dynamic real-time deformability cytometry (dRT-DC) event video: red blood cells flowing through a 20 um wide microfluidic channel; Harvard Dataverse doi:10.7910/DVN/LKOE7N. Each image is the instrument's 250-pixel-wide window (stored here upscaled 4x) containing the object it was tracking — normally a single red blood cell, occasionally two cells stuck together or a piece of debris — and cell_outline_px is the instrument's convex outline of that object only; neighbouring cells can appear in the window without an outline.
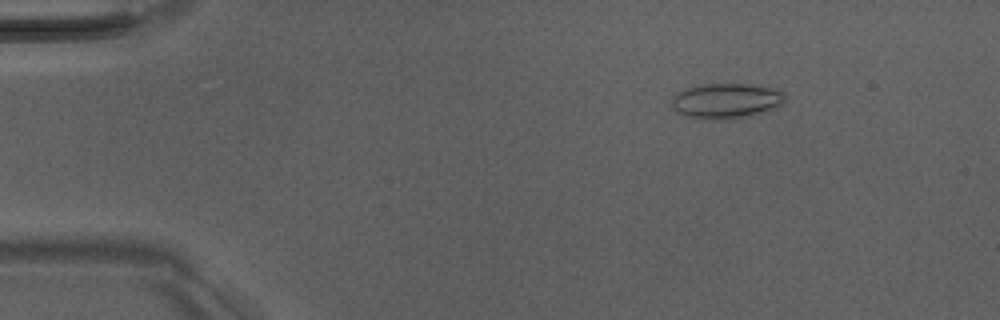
{"species": "Egyptian fruit bat (a non-hibernating species)", "species_latin": "Rousettus aegyptiacus", "temperature_condition": "room temperature", "stored_images_in_passage": 51, "camera_frame_rate_fps": 3000, "um_per_image_px": 0.085, "animal": {"sex": "male"}, "frame": {"image": 1, "passage_image": 8, "time_ms": 2.333, "image_size_px": [1000, 320], "cell_outline_px": [[784, 104], [732, 120], [716, 120], [688, 116], [672, 108], [672, 96], [676, 92], [684, 88], [704, 84], [752, 84], [780, 88], [784, 92]], "centroid_in_image_um": [61.73, 8.54], "position_along_channel_um": 23.3, "area_um2": 23.29}}
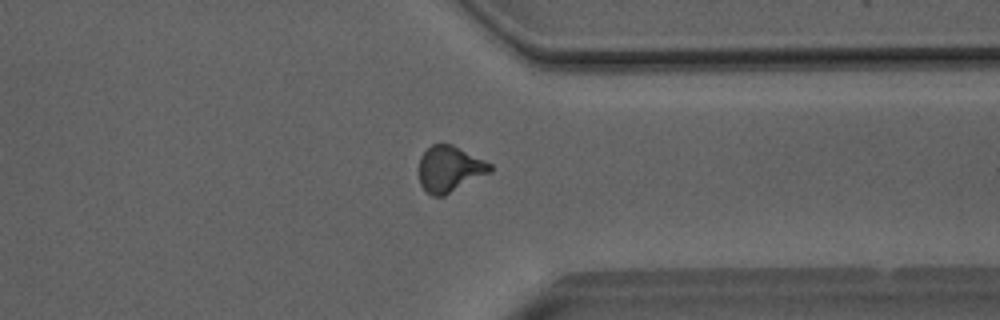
{"frame": {"image": 2, "passage_image": 40, "time_ms": 13.0, "image_size_px": [1000, 320], "cell_outline_px": [[492, 172], [444, 196], [432, 196], [420, 184], [420, 156], [432, 144], [452, 144], [492, 164]], "centroid_in_image_um": [38.24, 14.36], "position_along_channel_um": 373.2, "area_um2": 18.96}}
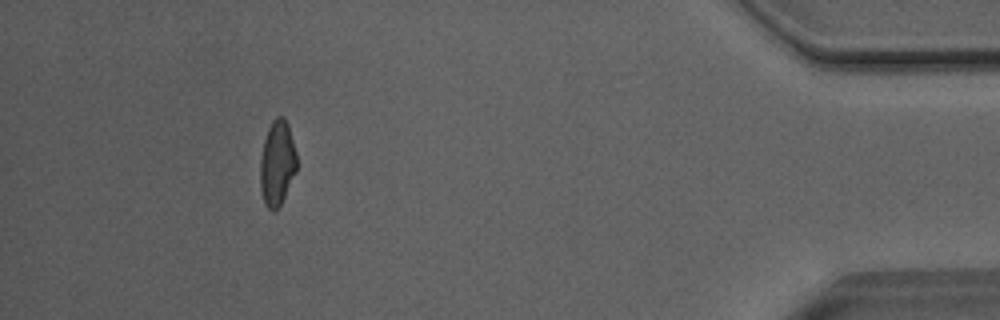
{"frame": {"image": 3, "passage_image": 47, "time_ms": 15.333, "image_size_px": [1000, 320], "cell_outline_px": [[296, 172], [280, 204], [272, 212], [264, 204], [260, 188], [260, 156], [264, 140], [268, 128], [272, 120], [276, 116], [284, 116], [288, 124], [296, 152]], "centroid_in_image_um": [23.54, 13.84], "position_along_channel_um": 411.7, "area_um2": 18.15}, "authors_computed_cell_mechanics": {"area_um2": 18.9584, "velocity_mm_per_s": 4.0827, "shape_relaxation_time_tau1_ms": null, "shape_relaxation_time_tau2_ms": 1.4427, "deformation_change_tau1": null, "deformation_change_tau2": 0.0901}}